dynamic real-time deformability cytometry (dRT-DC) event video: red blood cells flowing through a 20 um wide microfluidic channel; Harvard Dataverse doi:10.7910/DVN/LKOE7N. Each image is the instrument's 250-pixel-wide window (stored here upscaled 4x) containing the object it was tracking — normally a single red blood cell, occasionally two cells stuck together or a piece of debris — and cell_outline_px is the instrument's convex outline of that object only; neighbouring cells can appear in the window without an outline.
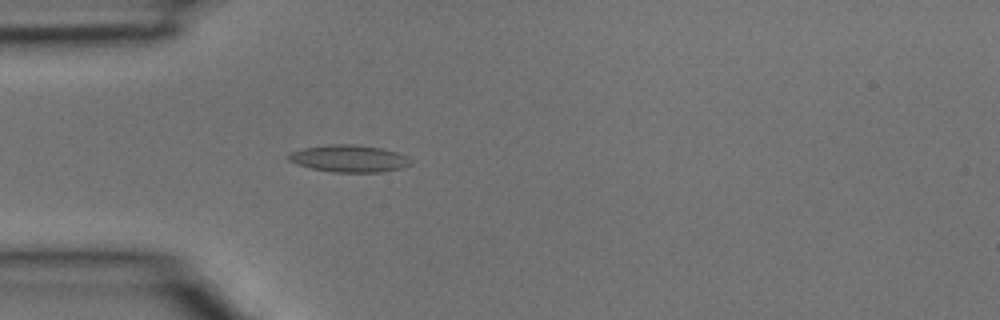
{"species": "common noctule bat (a hibernating species)", "species_latin": "Nyctalus noctula", "temperature_condition": "room temperature", "stored_images_in_passage": 36, "camera_frame_rate_fps": 3000, "um_per_image_px": 0.085, "animal": {"sex": "male", "body_mass_g": 15.6}, "frame": {"image": 1, "passage_image": 8, "time_ms": 2.333, "image_size_px": [1000, 320], "cell_outline_px": [[412, 164], [404, 168], [380, 172], [332, 172], [312, 168], [296, 164], [288, 160], [284, 156], [292, 152], [304, 148], [328, 144], [352, 144], [380, 148], [396, 152], [412, 160]], "centroid_in_image_um": [29.65, 13.48], "position_along_channel_um": 55.3, "area_um2": 19.31}}
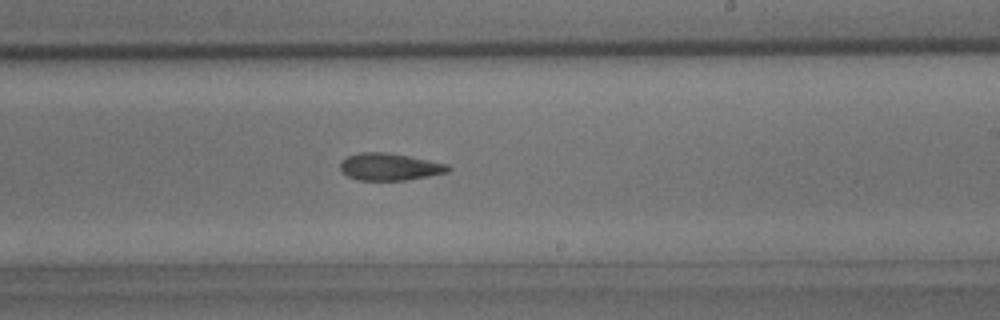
{"frame": {"image": 2, "passage_image": 20, "time_ms": 6.333, "image_size_px": [1000, 320], "cell_outline_px": [[452, 168], [448, 172], [408, 180], [360, 180], [348, 176], [340, 168], [340, 164], [348, 156], [360, 152], [384, 152], [408, 156], [448, 164]], "centroid_in_image_um": [33.15, 14.18], "position_along_channel_um": 255.9, "area_um2": 16.88}}
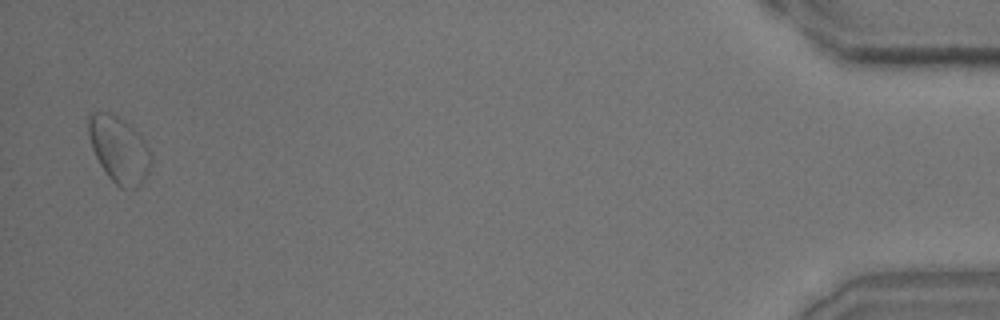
{"frame": {"image": 3, "passage_image": 35, "time_ms": 11.333, "image_size_px": [1000, 320], "cell_outline_px": [[152, 164], [148, 172], [140, 184], [136, 188], [120, 188], [108, 176], [100, 164], [92, 148], [88, 132], [88, 116], [92, 112], [112, 112], [124, 120], [140, 132], [152, 152]], "centroid_in_image_um": [10.15, 12.68], "position_along_channel_um": 425.0, "area_um2": 24.51}}